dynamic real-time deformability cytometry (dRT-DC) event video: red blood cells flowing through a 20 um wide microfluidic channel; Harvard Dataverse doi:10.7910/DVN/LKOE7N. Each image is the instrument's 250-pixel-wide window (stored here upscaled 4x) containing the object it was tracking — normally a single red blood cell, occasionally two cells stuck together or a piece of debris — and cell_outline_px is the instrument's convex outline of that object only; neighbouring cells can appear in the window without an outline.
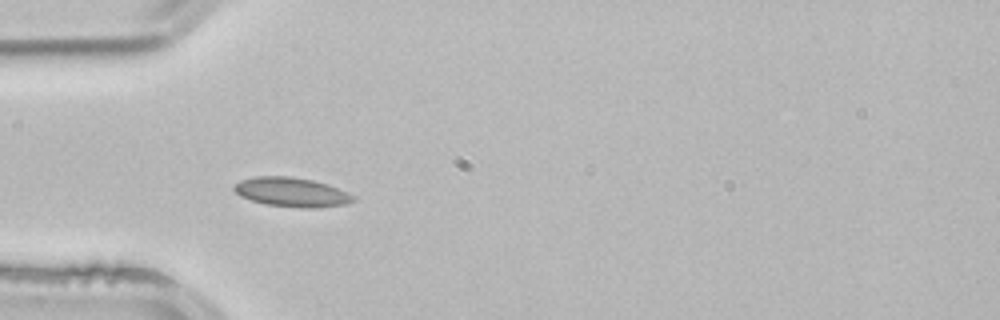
{"species": "common noctule bat (a hibernating species)", "species_latin": "Nyctalus noctula", "temperature_condition": "room temperature", "stored_images_in_passage": 4, "camera_frame_rate_fps": 3000, "um_per_image_px": 0.085, "animal": {"sex": "male", "body_mass_g": 21.5, "forearm_length_mm": 52.0}, "frame": {"image": 1, "passage_image": 1, "time_ms": 0.0, "image_size_px": [1000, 320], "cell_outline_px": [[356, 200], [344, 204], [316, 208], [296, 208], [264, 204], [240, 196], [232, 188], [240, 180], [256, 176], [288, 176], [312, 180], [328, 184], [352, 196]], "centroid_in_image_um": [24.74, 16.34], "position_along_channel_um": 60.3, "area_um2": 20.17}}